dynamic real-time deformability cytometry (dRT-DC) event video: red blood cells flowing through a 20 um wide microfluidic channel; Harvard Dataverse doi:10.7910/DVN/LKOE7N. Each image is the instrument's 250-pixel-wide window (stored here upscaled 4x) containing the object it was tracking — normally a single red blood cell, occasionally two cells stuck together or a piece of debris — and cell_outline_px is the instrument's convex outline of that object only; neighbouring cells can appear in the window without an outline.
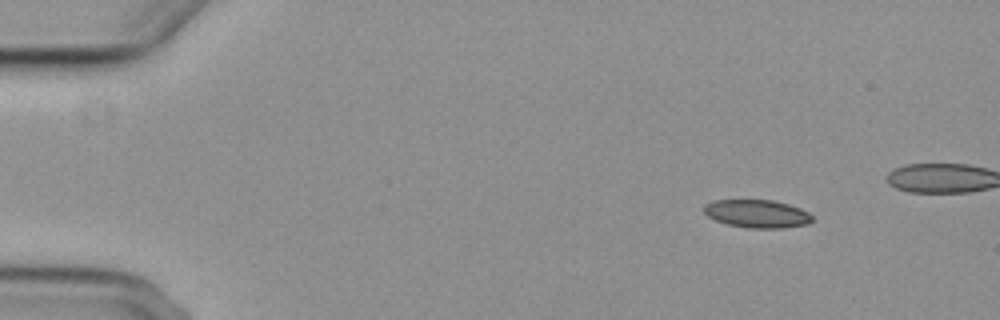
{"species": "common noctule bat (a hibernating species)", "species_latin": "Nyctalus noctula", "temperature_condition": "cold", "stored_images_in_passage": 6, "camera_frame_rate_fps": 3000, "um_per_image_px": 0.085, "animal": {"sex": "female", "body_mass_g": 29.2, "forearm_length_mm": 56.3}, "frame": {"image": 1, "passage_image": 2, "time_ms": 1.333, "image_size_px": [1000, 320], "cell_outline_px": [[812, 220], [808, 224], [784, 228], [748, 228], [728, 224], [716, 220], [708, 216], [704, 212], [704, 204], [712, 200], [772, 200], [788, 204], [800, 208], [808, 212], [812, 216]], "centroid_in_image_um": [64.35, 18.16], "position_along_channel_um": 20.7, "area_um2": 17.69}}